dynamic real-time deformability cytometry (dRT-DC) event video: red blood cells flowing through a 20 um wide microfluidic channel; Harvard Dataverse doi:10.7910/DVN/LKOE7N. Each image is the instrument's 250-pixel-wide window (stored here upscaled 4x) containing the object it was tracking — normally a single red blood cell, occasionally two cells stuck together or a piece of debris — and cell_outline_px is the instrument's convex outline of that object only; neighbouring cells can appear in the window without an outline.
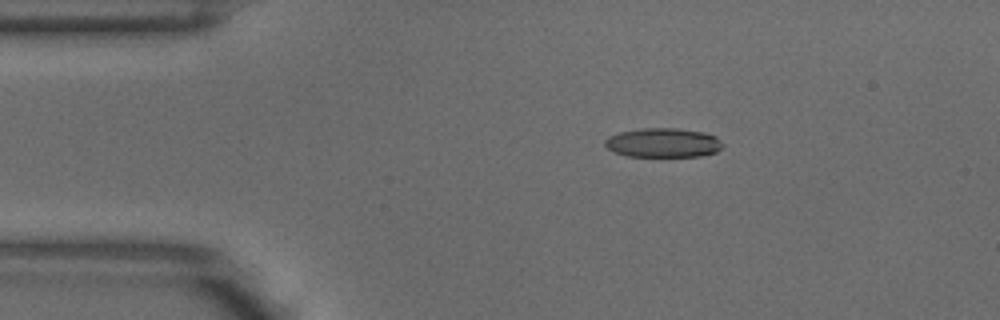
{"species": "common noctule bat (a hibernating species)", "species_latin": "Nyctalus noctula", "temperature_condition": "warm", "stored_images_in_passage": 5, "camera_frame_rate_fps": 3000, "um_per_image_px": 0.085, "animal": {"sex": "male", "body_mass_g": 18.8}, "frame": {"image": 1, "passage_image": 2, "time_ms": 0.333, "image_size_px": [1000, 320], "cell_outline_px": [[724, 144], [716, 152], [700, 156], [628, 156], [616, 152], [608, 148], [604, 144], [604, 140], [608, 136], [620, 132], [640, 128], [676, 128], [704, 132], [716, 136]], "centroid_in_image_um": [56.37, 12.12], "position_along_channel_um": 28.6, "area_um2": 20.06}}
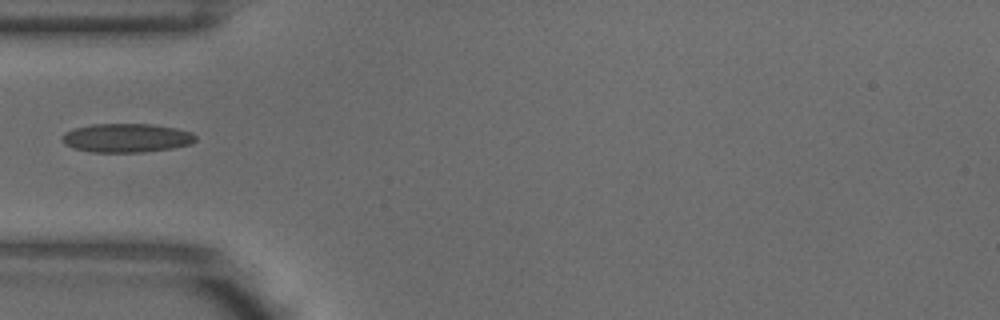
{"frame": {"image": 2, "passage_image": 4, "time_ms": 1.0, "image_size_px": [1000, 320], "cell_outline_px": [[196, 140], [192, 144], [172, 148], [144, 152], [92, 152], [76, 148], [64, 144], [60, 140], [60, 136], [64, 132], [76, 128], [92, 124], [152, 124], [176, 128], [192, 132], [196, 136]], "centroid_in_image_um": [10.76, 11.72], "position_along_channel_um": 74.2, "area_um2": 22.54}}